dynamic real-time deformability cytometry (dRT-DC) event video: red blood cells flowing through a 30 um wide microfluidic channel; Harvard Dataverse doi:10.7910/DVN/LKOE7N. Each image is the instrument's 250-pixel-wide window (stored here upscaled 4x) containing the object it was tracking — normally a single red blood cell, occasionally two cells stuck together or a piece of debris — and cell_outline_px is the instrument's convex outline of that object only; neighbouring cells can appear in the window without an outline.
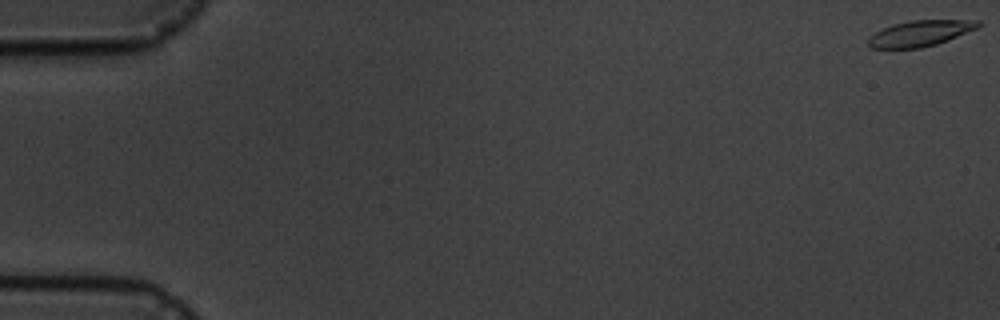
{"species": "common noctule bat (a hibernating species)", "species_latin": "Nyctalus noctula", "temperature_condition": "cold", "stored_images_in_passage": 5, "camera_frame_rate_fps": 3000, "um_per_image_px": 0.085, "animal": {"sex": "male", "body_mass_g": 19.5, "forearm_length_mm": 54.6}, "frame": {"image": 1, "passage_image": 1, "time_ms": 0.0, "image_size_px": [1000, 320], "cell_outline_px": [[984, 24], [980, 28], [948, 40], [936, 44], [920, 48], [872, 48], [868, 44], [868, 36], [892, 24], [908, 20], [980, 20]], "centroid_in_image_um": [78.28, 2.82], "position_along_channel_um": 6.7, "area_um2": 16.76}}